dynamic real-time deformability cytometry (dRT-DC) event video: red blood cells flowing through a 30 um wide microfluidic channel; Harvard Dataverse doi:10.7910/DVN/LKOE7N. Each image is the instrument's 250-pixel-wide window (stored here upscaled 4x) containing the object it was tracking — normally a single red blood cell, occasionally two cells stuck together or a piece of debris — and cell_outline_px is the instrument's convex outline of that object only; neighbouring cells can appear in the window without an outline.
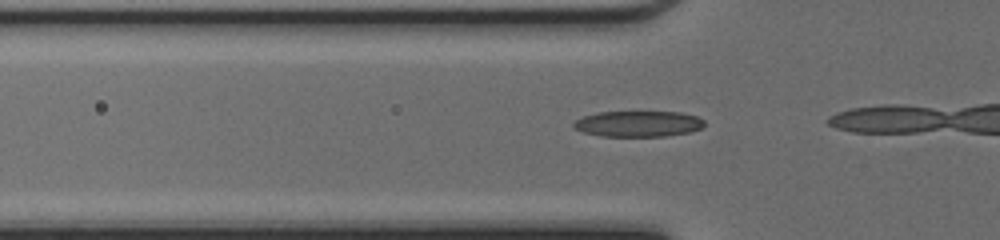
{"species": "common noctule bat (a hibernating species)", "species_latin": "Nyctalus noctula", "temperature_condition": "cold", "stored_images_in_passage": 7, "camera_frame_rate_fps": 3000, "um_per_image_px": 0.085, "animal": {"sex": "female", "body_mass_g": 17.0, "forearm_length_mm": 48.0}, "frame": {"image": 1, "passage_image": 3, "time_ms": 0.667, "image_size_px": [1000, 240], "cell_outline_px": [[704, 124], [700, 128], [688, 132], [664, 136], [600, 136], [584, 132], [576, 128], [572, 124], [576, 120], [584, 116], [596, 112], [680, 112], [696, 116], [704, 120]], "centroid_in_image_um": [54.23, 10.52], "position_along_channel_um": 71.6, "area_um2": 19.48}}
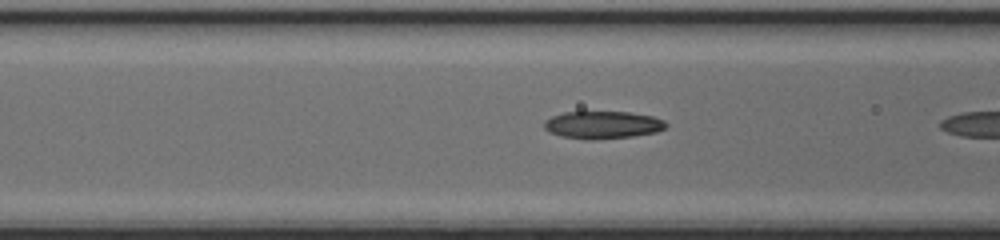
{"frame": {"image": 2, "passage_image": 6, "time_ms": 1.667, "image_size_px": [1000, 240], "cell_outline_px": [[668, 124], [664, 128], [656, 132], [632, 136], [592, 140], [560, 136], [548, 132], [544, 128], [544, 120], [552, 116], [564, 112], [628, 112], [652, 116], [664, 120]], "centroid_in_image_um": [51.2, 10.61], "position_along_channel_um": 115.4, "area_um2": 19.54}}